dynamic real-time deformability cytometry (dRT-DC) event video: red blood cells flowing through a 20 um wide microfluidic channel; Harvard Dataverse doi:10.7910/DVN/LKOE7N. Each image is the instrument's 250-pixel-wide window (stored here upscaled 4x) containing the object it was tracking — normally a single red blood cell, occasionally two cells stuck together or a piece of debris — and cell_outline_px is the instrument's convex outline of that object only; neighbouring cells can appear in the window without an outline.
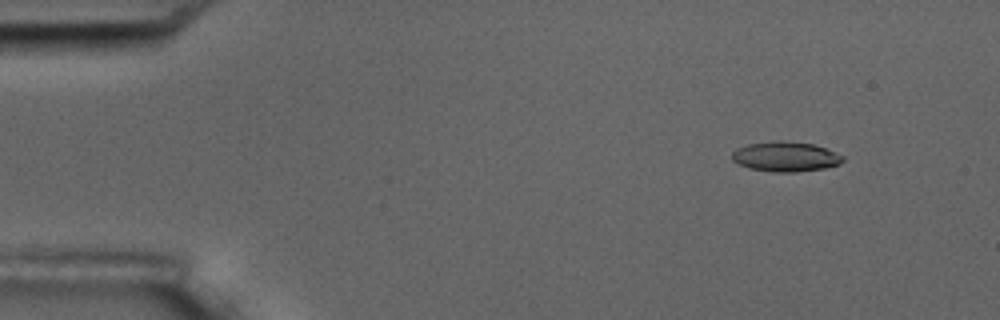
{"species": "common noctule bat (a hibernating species)", "species_latin": "Nyctalus noctula", "temperature_condition": "room temperature", "stored_images_in_passage": 5, "camera_frame_rate_fps": 3000, "um_per_image_px": 0.085, "animal": {"sex": "male", "body_mass_g": 17.5, "forearm_length_mm": 52.3}, "frame": {"image": 1, "passage_image": 2, "time_ms": 1.0, "image_size_px": [1000, 320], "cell_outline_px": [[844, 160], [840, 164], [824, 168], [796, 172], [776, 172], [748, 168], [732, 160], [732, 152], [736, 148], [748, 144], [772, 140], [780, 140], [812, 144], [824, 148], [844, 156]], "centroid_in_image_um": [66.75, 13.31], "position_along_channel_um": 18.3, "area_um2": 19.31}}
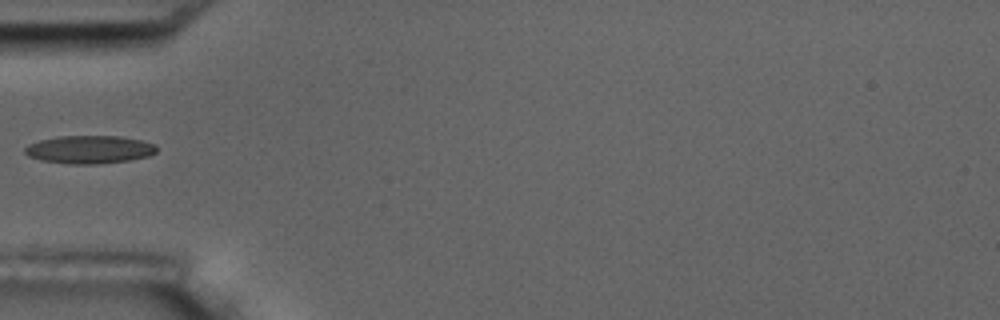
{"frame": {"image": 2, "passage_image": 5, "time_ms": 5.333, "image_size_px": [1000, 320], "cell_outline_px": [[156, 152], [148, 156], [128, 160], [100, 164], [68, 164], [40, 160], [28, 156], [24, 152], [24, 148], [28, 144], [40, 140], [56, 136], [120, 136], [140, 140], [156, 144]], "centroid_in_image_um": [7.57, 12.71], "position_along_channel_um": 77.4, "area_um2": 21.62}}